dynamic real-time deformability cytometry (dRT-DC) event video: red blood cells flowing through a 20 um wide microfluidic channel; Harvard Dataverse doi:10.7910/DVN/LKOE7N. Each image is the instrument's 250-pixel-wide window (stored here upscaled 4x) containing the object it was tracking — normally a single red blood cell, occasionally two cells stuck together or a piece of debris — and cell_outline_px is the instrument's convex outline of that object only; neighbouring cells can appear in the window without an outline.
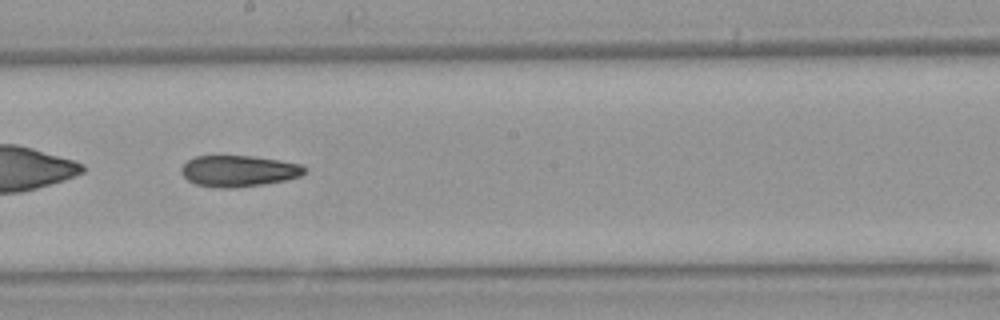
{"species": "Egyptian fruit bat (a non-hibernating species)", "species_latin": "Rousettus aegyptiacus", "temperature_condition": "warm", "stored_images_in_passage": 31, "camera_frame_rate_fps": 3000, "um_per_image_px": 0.085, "animal": {"sex": "female"}, "frame": {"image": 1, "passage_image": 16, "time_ms": 5.0, "image_size_px": [1000, 320], "cell_outline_px": [[308, 168], [300, 176], [284, 180], [264, 184], [236, 188], [216, 188], [196, 184], [188, 180], [180, 172], [180, 168], [188, 160], [196, 156], [252, 156], [300, 164]], "centroid_in_image_um": [20.26, 14.54], "position_along_channel_um": 227.9, "area_um2": 22.37}, "authors_computed_cell_mechanics": {"area_um2": 22.7732, "velocity_mm_per_s": 3.8864, "shape_relaxation_time_tau1_ms": null, "shape_relaxation_time_tau2_ms": 7.8439, "deformation_change_tau1": null, "deformation_change_tau2": 0.1743}}